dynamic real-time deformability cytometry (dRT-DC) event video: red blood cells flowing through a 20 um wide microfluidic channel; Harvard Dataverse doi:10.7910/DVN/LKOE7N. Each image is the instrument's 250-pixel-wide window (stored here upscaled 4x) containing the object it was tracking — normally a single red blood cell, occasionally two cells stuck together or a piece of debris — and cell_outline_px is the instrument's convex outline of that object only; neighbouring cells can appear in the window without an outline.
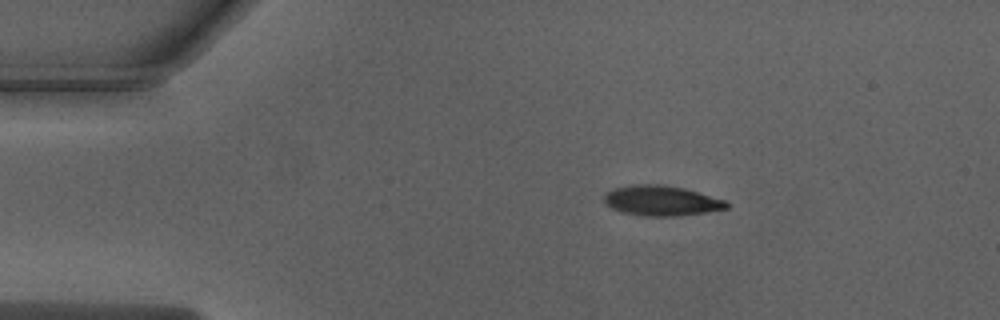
{"species": "Egyptian fruit bat (a non-hibernating species)", "species_latin": "Rousettus aegyptiacus", "temperature_condition": "warm", "stored_images_in_passage": 43, "camera_frame_rate_fps": 3000, "um_per_image_px": 0.085, "animal": {"sex": "male"}, "frame": {"image": 1, "passage_image": 1, "time_ms": 0.0, "image_size_px": [1000, 320], "cell_outline_px": [[728, 208], [704, 212], [672, 216], [644, 216], [620, 212], [604, 204], [604, 192], [612, 188], [636, 184], [660, 184], [684, 188], [728, 200]], "centroid_in_image_um": [56.18, 17.05], "position_along_channel_um": 28.8, "area_um2": 21.68}}
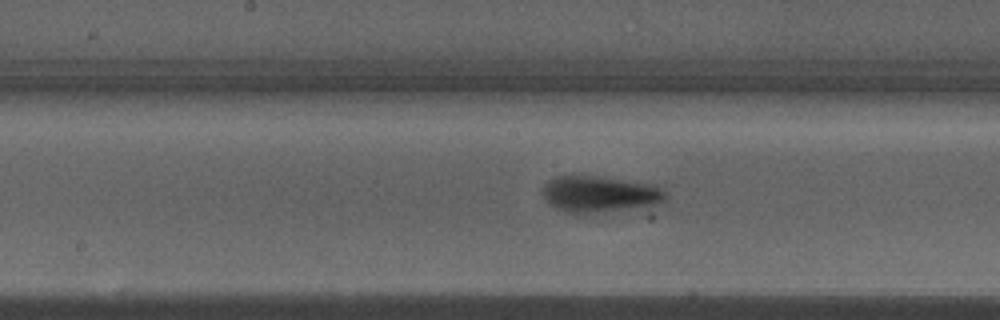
{"frame": {"image": 2, "passage_image": 18, "time_ms": 5.667, "image_size_px": [1000, 320], "cell_outline_px": [[668, 196], [664, 200], [648, 204], [592, 212], [564, 212], [548, 204], [544, 200], [540, 192], [540, 188], [548, 180], [556, 176], [572, 172], [652, 184], [660, 188]], "centroid_in_image_um": [50.77, 16.41], "position_along_channel_um": 197.4, "area_um2": 25.89}}
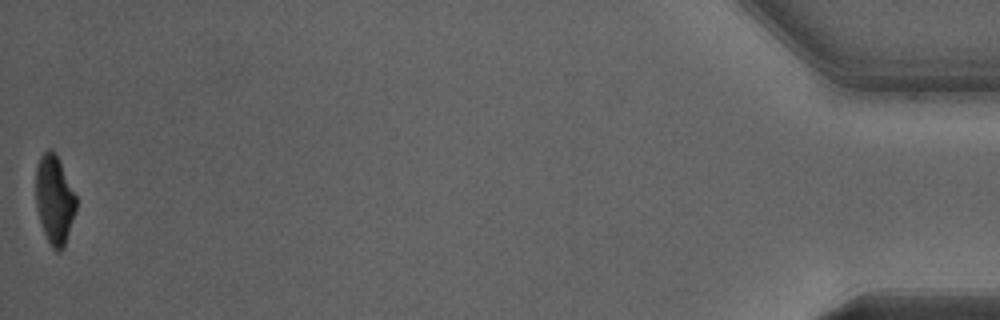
{"frame": {"image": 3, "passage_image": 43, "time_ms": 14.0, "image_size_px": [1000, 320], "cell_outline_px": [[76, 212], [64, 248], [60, 252], [56, 252], [52, 248], [44, 232], [40, 220], [36, 204], [36, 168], [40, 156], [48, 148], [56, 156], [76, 196]], "centroid_in_image_um": [4.63, 17.04], "position_along_channel_um": 430.6, "area_um2": 20.52}, "authors_computed_cell_mechanics": {"area_um2": 23.8136, "velocity_mm_per_s": 4.0185, "shape_relaxation_time_tau1_ms": 2.7088, "shape_relaxation_time_tau2_ms": 1.8435, "deformation_change_tau1": 0.1751, "deformation_change_tau2": 0.0832}}